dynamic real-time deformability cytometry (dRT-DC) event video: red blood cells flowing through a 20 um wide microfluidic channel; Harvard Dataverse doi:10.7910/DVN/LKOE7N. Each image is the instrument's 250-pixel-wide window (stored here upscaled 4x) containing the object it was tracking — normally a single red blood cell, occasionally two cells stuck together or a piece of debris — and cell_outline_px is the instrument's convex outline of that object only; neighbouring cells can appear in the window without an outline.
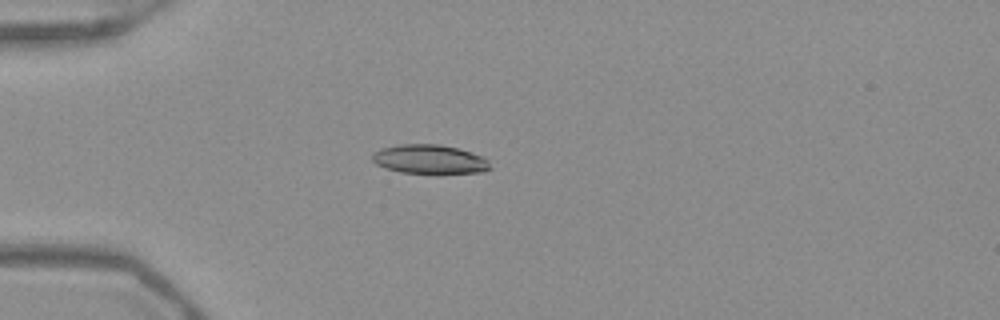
{"species": "Egyptian fruit bat (a non-hibernating species)", "species_latin": "Rousettus aegyptiacus", "temperature_condition": "warm", "stored_images_in_passage": 38, "camera_frame_rate_fps": 3000, "um_per_image_px": 0.085, "frame": {"image": 1, "passage_image": 1, "time_ms": 0.0, "image_size_px": [1000, 320], "cell_outline_px": [[492, 168], [484, 172], [400, 172], [384, 168], [376, 164], [372, 160], [372, 152], [380, 148], [400, 144], [440, 144], [460, 148], [472, 152], [488, 160]], "centroid_in_image_um": [36.49, 13.51], "position_along_channel_um": 48.5, "area_um2": 19.88}}
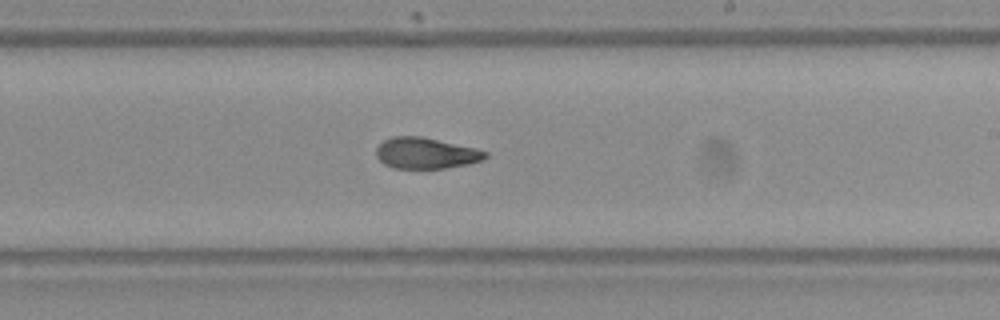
{"frame": {"image": 2, "passage_image": 18, "time_ms": 5.667, "image_size_px": [1000, 320], "cell_outline_px": [[488, 156], [484, 160], [468, 164], [444, 168], [392, 168], [384, 164], [376, 156], [376, 148], [384, 140], [392, 136], [420, 136], [476, 148], [488, 152]], "centroid_in_image_um": [36.2, 13.02], "position_along_channel_um": 252.8, "area_um2": 19.77}}
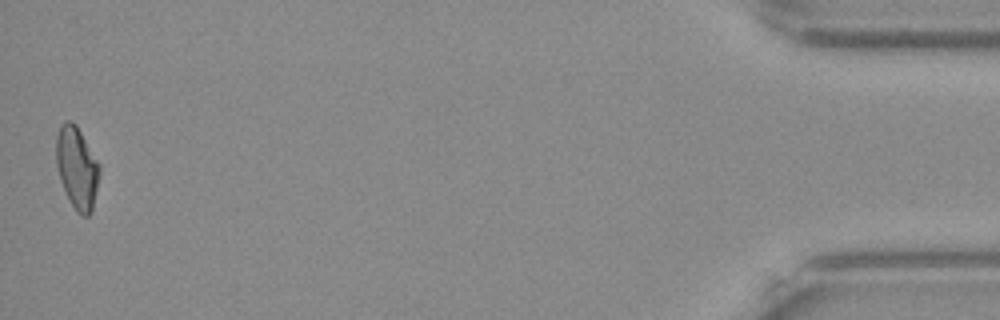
{"frame": {"image": 3, "passage_image": 38, "time_ms": 12.333, "image_size_px": [1000, 320], "cell_outline_px": [[100, 172], [92, 212], [88, 216], [80, 216], [76, 212], [60, 180], [56, 164], [56, 136], [60, 124], [64, 120], [72, 120], [76, 124], [100, 164]], "centroid_in_image_um": [6.54, 14.23], "position_along_channel_um": 428.7, "area_um2": 20.87}, "authors_computed_cell_mechanics": {"area_um2": 20.6346, "velocity_mm_per_s": 3.9415, "shape_relaxation_time_tau1_ms": 4.2973, "shape_relaxation_time_tau2_ms": 1.8636, "deformation_change_tau1": 0.1754, "deformation_change_tau2": 0.0842}}